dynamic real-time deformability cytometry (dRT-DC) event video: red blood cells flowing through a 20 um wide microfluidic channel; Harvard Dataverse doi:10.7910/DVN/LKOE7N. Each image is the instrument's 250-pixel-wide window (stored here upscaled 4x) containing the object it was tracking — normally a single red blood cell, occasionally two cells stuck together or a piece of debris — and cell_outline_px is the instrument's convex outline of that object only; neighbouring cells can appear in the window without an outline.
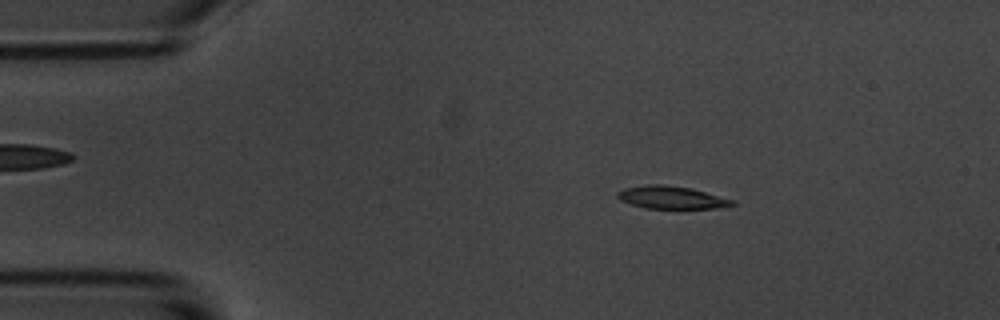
{"species": "common noctule bat (a hibernating species)", "species_latin": "Nyctalus noctula", "temperature_condition": "room temperature", "stored_images_in_passage": 4, "camera_frame_rate_fps": 3000, "um_per_image_px": 0.085, "animal": {"sex": "male", "body_mass_g": 20.1, "forearm_length_mm": 53.5}, "frame": {"image": 1, "passage_image": 2, "time_ms": 1.333, "image_size_px": [1000, 320], "cell_outline_px": [[736, 204], [716, 208], [644, 208], [620, 200], [616, 196], [616, 192], [624, 188], [648, 184], [664, 184], [688, 188], [736, 200]], "centroid_in_image_um": [57.05, 16.78], "position_along_channel_um": 28.0, "area_um2": 15.03}}
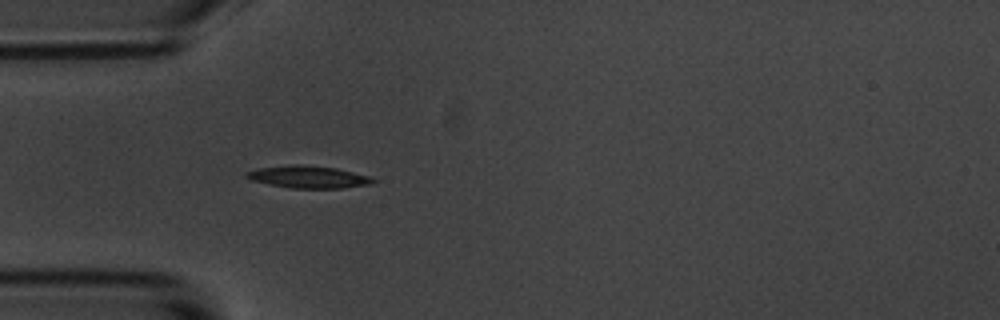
{"frame": {"image": 2, "passage_image": 4, "time_ms": 3.667, "image_size_px": [1000, 320], "cell_outline_px": [[376, 180], [372, 184], [340, 188], [292, 188], [252, 180], [244, 176], [244, 172], [256, 168], [292, 164], [296, 164], [336, 168], [372, 176]], "centroid_in_image_um": [26.22, 15.03], "position_along_channel_um": 58.8, "area_um2": 16.42}}